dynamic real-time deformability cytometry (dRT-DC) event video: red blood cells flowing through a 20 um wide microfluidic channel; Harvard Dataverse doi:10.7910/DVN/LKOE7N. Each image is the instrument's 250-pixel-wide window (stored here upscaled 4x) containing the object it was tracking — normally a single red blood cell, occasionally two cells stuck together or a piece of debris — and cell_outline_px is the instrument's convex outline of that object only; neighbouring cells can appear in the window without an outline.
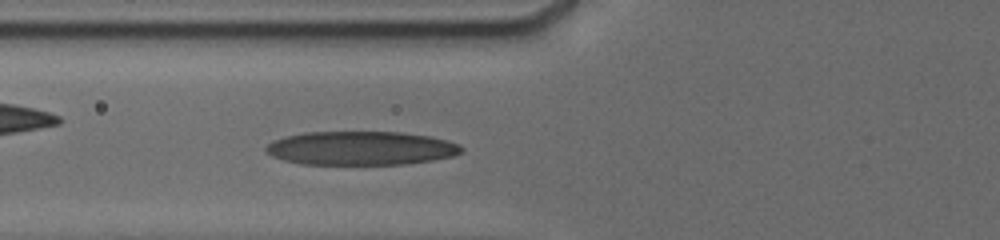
{"species": "human", "species_latin": "Homo sapiens", "temperature_condition": "cold", "stored_images_in_passage": 21, "camera_frame_rate_fps": 3000, "um_per_image_px": 0.085, "donor": {"sex": "male"}, "frame": {"image": 1, "passage_image": 9, "time_ms": 3.0, "image_size_px": [1000, 240], "cell_outline_px": [[464, 152], [452, 156], [432, 160], [400, 164], [300, 164], [284, 160], [272, 156], [264, 148], [272, 140], [304, 132], [400, 132], [428, 136], [460, 144], [464, 148]], "centroid_in_image_um": [30.67, 12.59], "position_along_channel_um": 95.1, "area_um2": 38.32}}
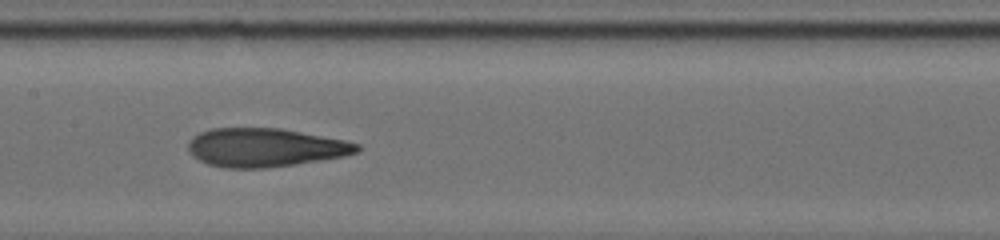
{"frame": {"image": 2, "passage_image": 16, "time_ms": 5.333, "image_size_px": [1000, 240], "cell_outline_px": [[360, 152], [344, 156], [296, 164], [264, 168], [224, 168], [208, 164], [192, 156], [188, 152], [188, 144], [192, 136], [200, 132], [212, 128], [280, 128], [344, 140], [360, 144]], "centroid_in_image_um": [22.52, 12.54], "position_along_channel_um": 184.9, "area_um2": 38.03}}
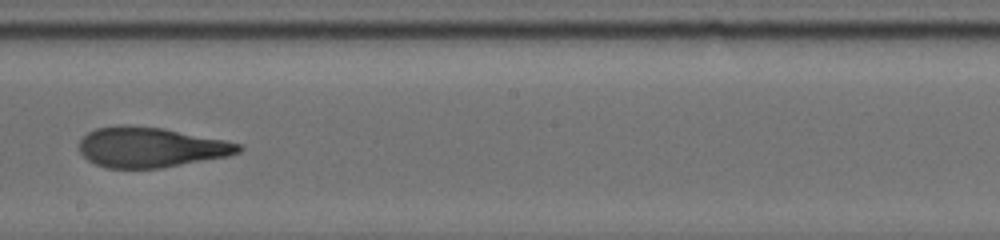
{"frame": {"image": 3, "passage_image": 19, "time_ms": 6.667, "image_size_px": [1000, 240], "cell_outline_px": [[244, 148], [240, 152], [228, 156], [160, 168], [108, 168], [96, 164], [88, 160], [80, 152], [80, 140], [88, 132], [96, 128], [116, 124], [128, 124], [164, 128], [224, 140], [240, 144]], "centroid_in_image_um": [12.8, 12.5], "position_along_channel_um": 235.4, "area_um2": 37.34}}